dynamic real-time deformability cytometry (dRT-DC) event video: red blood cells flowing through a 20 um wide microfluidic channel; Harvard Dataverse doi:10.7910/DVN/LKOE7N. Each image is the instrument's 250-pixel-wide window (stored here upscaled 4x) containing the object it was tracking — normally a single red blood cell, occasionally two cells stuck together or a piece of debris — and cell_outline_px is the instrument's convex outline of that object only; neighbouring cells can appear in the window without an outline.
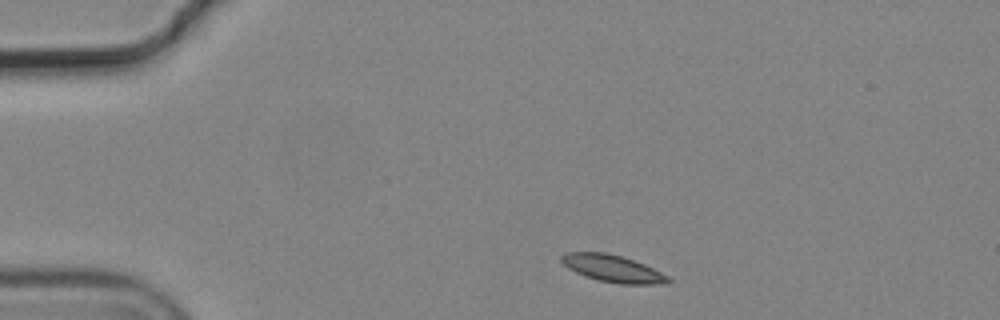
{"species": "common noctule bat (a hibernating species)", "species_latin": "Nyctalus noctula", "temperature_condition": "cold", "stored_images_in_passage": 6, "camera_frame_rate_fps": 3000, "um_per_image_px": 0.085, "animal": {"sex": "male", "body_mass_g": 19.2, "forearm_length_mm": 51.8}, "frame": {"image": 1, "passage_image": 1, "time_ms": 0.0, "image_size_px": [1000, 320], "cell_outline_px": [[672, 280], [668, 284], [620, 284], [600, 280], [584, 276], [568, 268], [560, 260], [560, 256], [564, 252], [604, 252], [620, 256], [644, 264], [668, 276]], "centroid_in_image_um": [52.07, 22.83], "position_along_channel_um": 32.9, "area_um2": 16.76}}
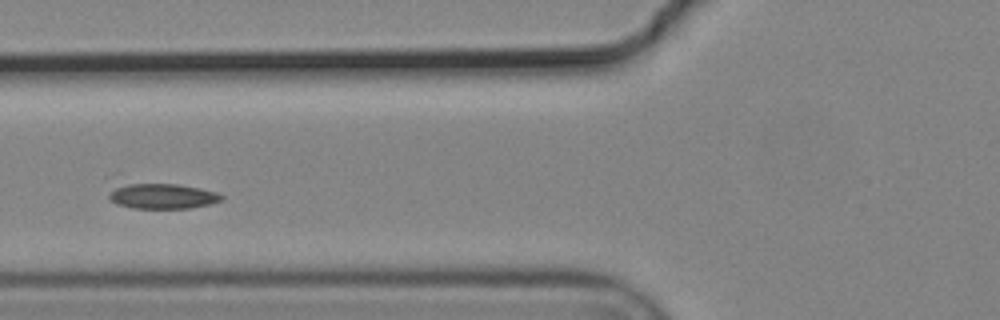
{"frame": {"image": 2, "passage_image": 4, "time_ms": 1.0, "image_size_px": [1000, 320], "cell_outline_px": [[224, 196], [220, 200], [208, 204], [188, 208], [132, 208], [116, 204], [108, 196], [104, 176], [116, 172], [200, 188], [220, 192]], "centroid_in_image_um": [13.24, 16.41], "position_along_channel_um": 112.6, "area_um2": 20.52}}
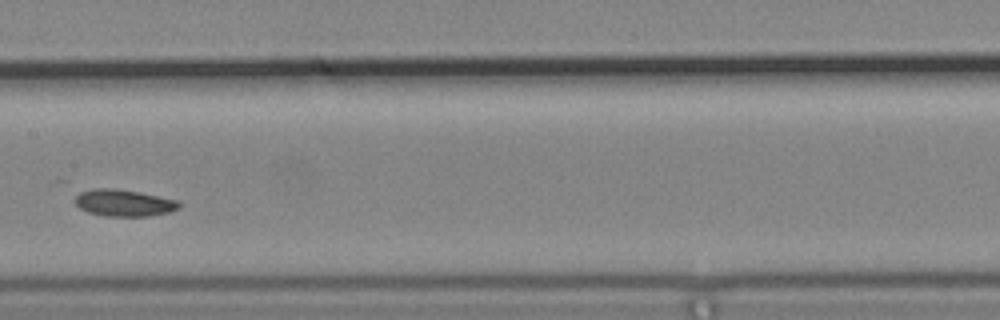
{"frame": {"image": 3, "passage_image": 6, "time_ms": 1.667, "image_size_px": [1000, 320], "cell_outline_px": [[180, 208], [168, 212], [148, 216], [104, 216], [88, 212], [80, 208], [76, 204], [76, 196], [80, 192], [92, 188], [112, 188], [136, 192], [180, 200]], "centroid_in_image_um": [10.54, 17.25], "position_along_channel_um": 196.9, "area_um2": 16.13}}